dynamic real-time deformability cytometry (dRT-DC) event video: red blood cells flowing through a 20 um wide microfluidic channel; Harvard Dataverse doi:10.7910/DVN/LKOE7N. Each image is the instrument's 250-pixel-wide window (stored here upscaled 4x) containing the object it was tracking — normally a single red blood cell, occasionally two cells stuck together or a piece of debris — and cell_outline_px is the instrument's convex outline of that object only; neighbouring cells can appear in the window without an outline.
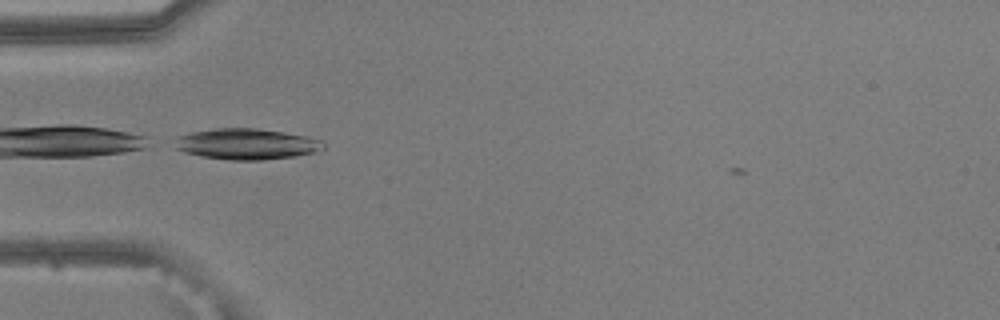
{"species": "common noctule bat (a hibernating species)", "species_latin": "Nyctalus noctula", "temperature_condition": "warm", "stored_images_in_passage": 36, "camera_frame_rate_fps": 3000, "um_per_image_px": 0.085, "animal": {"sex": "male", "body_mass_g": 20.5, "forearm_length_mm": 52.5}, "frame": {"image": 1, "passage_image": 2, "time_ms": 0.333, "image_size_px": [1000, 320], "cell_outline_px": [[324, 148], [312, 152], [296, 156], [264, 160], [228, 160], [200, 156], [184, 152], [176, 148], [176, 136], [192, 132], [216, 128], [256, 128], [284, 132], [308, 136], [320, 140], [324, 144]], "centroid_in_image_um": [20.94, 12.24], "position_along_channel_um": 64.1, "area_um2": 26.76}}
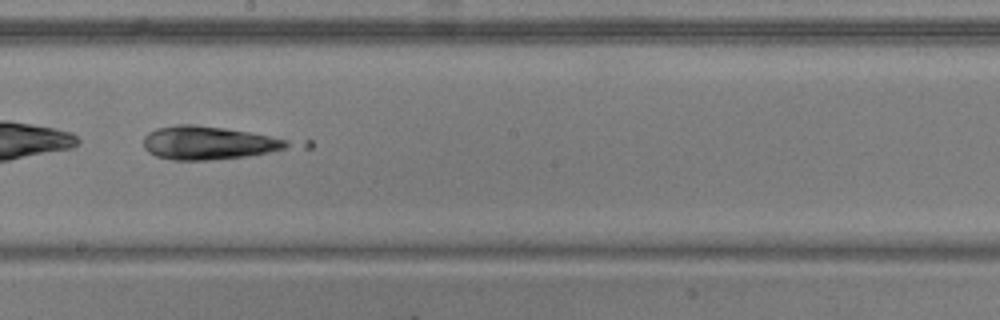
{"frame": {"image": 2, "passage_image": 15, "time_ms": 4.667, "image_size_px": [1000, 320], "cell_outline_px": [[312, 148], [248, 156], [208, 160], [172, 160], [156, 156], [148, 152], [144, 148], [144, 136], [148, 132], [156, 128], [176, 124], [192, 124], [224, 128], [312, 140]], "centroid_in_image_um": [18.32, 12.15], "position_along_channel_um": 229.9, "area_um2": 30.81}}
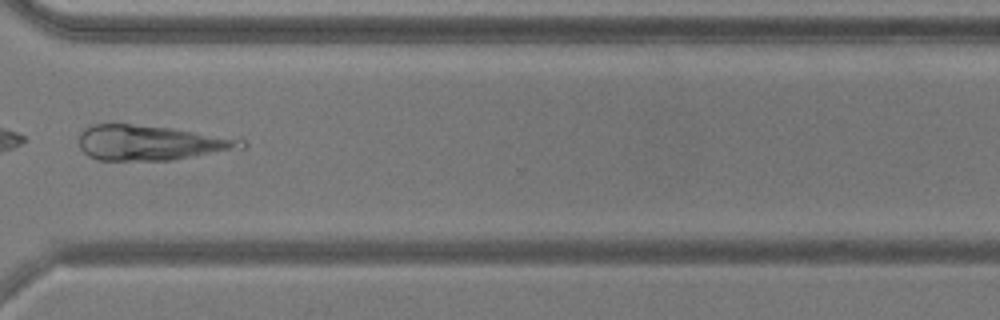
{"frame": {"image": 3, "passage_image": 25, "time_ms": 8.0, "image_size_px": [1000, 320], "cell_outline_px": [[248, 144], [244, 148], [172, 160], [100, 160], [88, 156], [80, 148], [76, 140], [76, 136], [84, 128], [96, 124], [132, 124], [172, 128], [244, 140]], "centroid_in_image_um": [12.76, 12.14], "position_along_channel_um": 357.8, "area_um2": 33.18}}